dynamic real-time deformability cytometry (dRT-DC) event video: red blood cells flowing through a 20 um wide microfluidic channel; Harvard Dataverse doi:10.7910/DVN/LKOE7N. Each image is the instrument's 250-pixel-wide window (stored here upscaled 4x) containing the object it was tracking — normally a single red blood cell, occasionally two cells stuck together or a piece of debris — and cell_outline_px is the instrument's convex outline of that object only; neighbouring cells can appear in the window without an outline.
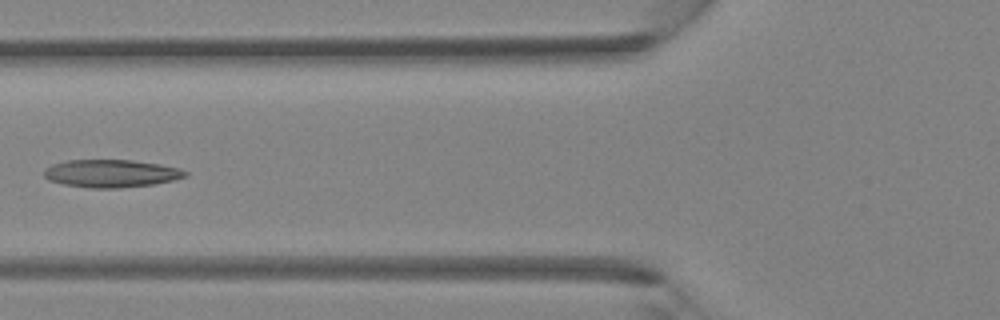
{"species": "Egyptian fruit bat (a non-hibernating species)", "species_latin": "Rousettus aegyptiacus", "temperature_condition": "room temperature", "stored_images_in_passage": 35, "camera_frame_rate_fps": 3000, "um_per_image_px": 0.085, "animal": {"sex": "female"}, "frame": {"image": 1, "passage_image": 10, "time_ms": 3.0, "image_size_px": [1000, 320], "cell_outline_px": [[188, 176], [172, 180], [152, 184], [120, 188], [88, 188], [64, 184], [48, 180], [44, 176], [44, 168], [52, 164], [68, 160], [132, 160], [160, 164], [180, 168], [188, 172]], "centroid_in_image_um": [9.44, 14.74], "position_along_channel_um": 116.4, "area_um2": 22.89}}
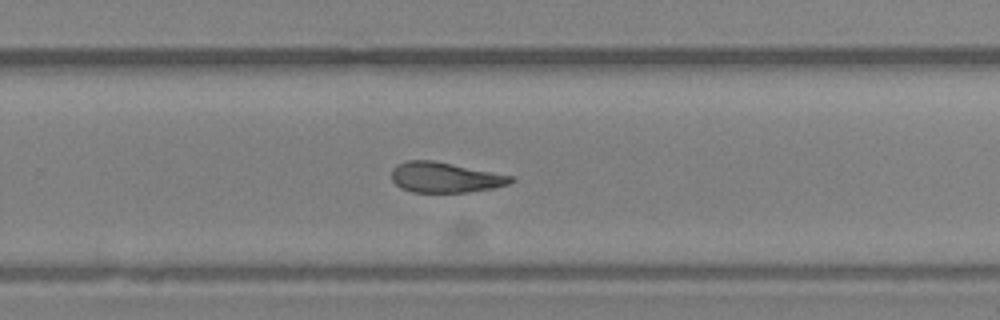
{"frame": {"image": 2, "passage_image": 21, "time_ms": 6.667, "image_size_px": [1000, 320], "cell_outline_px": [[516, 180], [508, 184], [492, 188], [468, 192], [412, 192], [400, 188], [392, 180], [392, 168], [396, 164], [404, 160], [432, 160], [516, 176]], "centroid_in_image_um": [37.83, 15.07], "position_along_channel_um": 292.0, "area_um2": 21.27}}
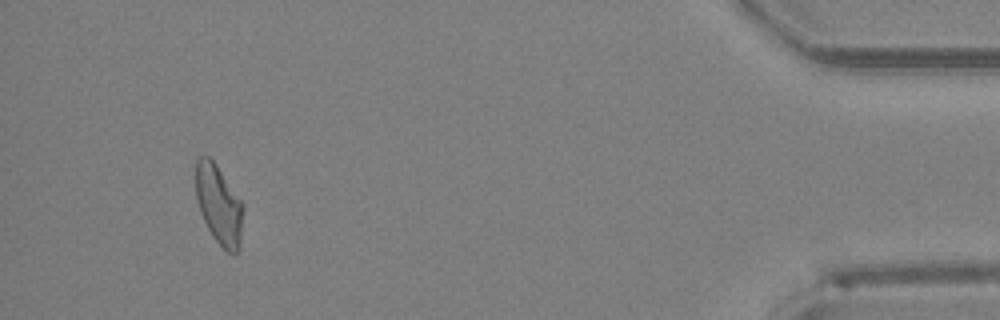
{"frame": {"image": 3, "passage_image": 33, "time_ms": 10.667, "image_size_px": [1000, 320], "cell_outline_px": [[244, 208], [240, 248], [236, 252], [228, 252], [212, 236], [200, 212], [196, 200], [196, 160], [200, 156], [208, 156], [216, 164], [244, 204]], "centroid_in_image_um": [18.62, 17.39], "position_along_channel_um": 416.6, "area_um2": 21.91}}